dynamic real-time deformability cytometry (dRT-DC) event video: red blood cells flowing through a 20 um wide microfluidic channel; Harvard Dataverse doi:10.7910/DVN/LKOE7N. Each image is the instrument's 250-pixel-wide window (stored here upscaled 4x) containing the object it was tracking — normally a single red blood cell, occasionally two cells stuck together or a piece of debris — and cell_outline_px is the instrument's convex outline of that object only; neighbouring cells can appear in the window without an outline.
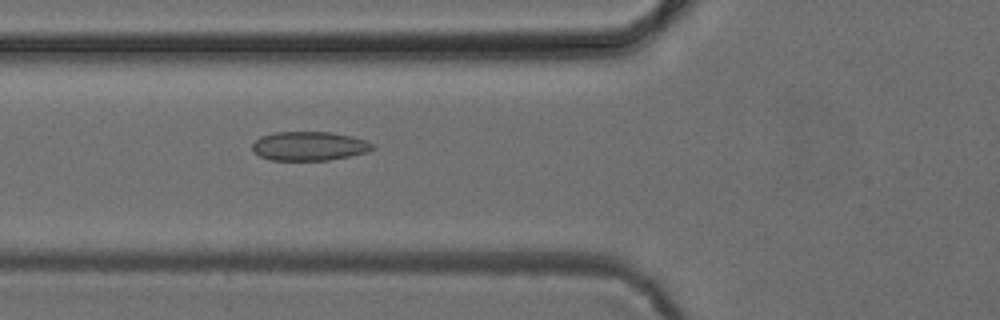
{"species": "common noctule bat (a hibernating species)", "species_latin": "Nyctalus noctula", "temperature_condition": "cold", "stored_images_in_passage": 2, "camera_frame_rate_fps": 3000, "um_per_image_px": 0.085, "animal": {"sex": "female", "body_mass_g": 24.6, "forearm_length_mm": 56.2}, "frame": {"image": 1, "passage_image": 2, "time_ms": 1.0, "image_size_px": [1000, 320], "cell_outline_px": [[376, 148], [368, 152], [328, 160], [272, 160], [260, 156], [252, 152], [252, 144], [260, 136], [272, 132], [328, 132], [352, 136], [376, 144]], "centroid_in_image_um": [26.28, 12.41], "position_along_channel_um": 99.5, "area_um2": 20.46}}